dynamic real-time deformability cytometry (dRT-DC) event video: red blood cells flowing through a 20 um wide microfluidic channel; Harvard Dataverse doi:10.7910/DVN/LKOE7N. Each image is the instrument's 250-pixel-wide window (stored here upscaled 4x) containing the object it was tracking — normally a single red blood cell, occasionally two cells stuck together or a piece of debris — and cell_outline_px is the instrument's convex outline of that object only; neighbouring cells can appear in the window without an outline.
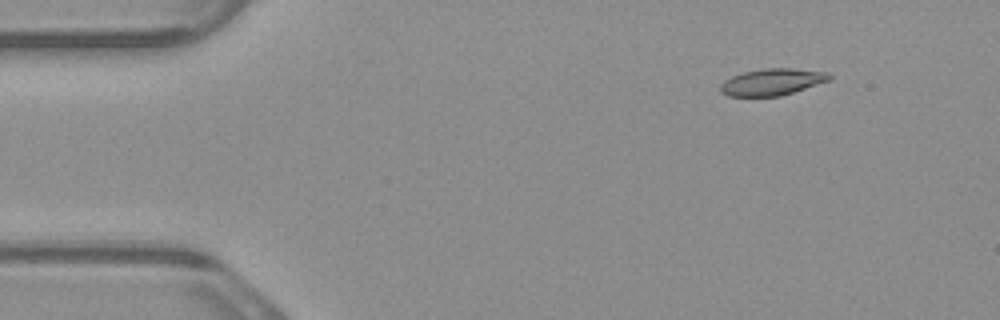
{"species": "common noctule bat (a hibernating species)", "species_latin": "Nyctalus noctula", "temperature_condition": "warm", "stored_images_in_passage": 4, "camera_frame_rate_fps": 3000, "um_per_image_px": 0.085, "animal": {"sex": "male", "body_mass_g": 23.1, "forearm_length_mm": 52.7}, "frame": {"image": 1, "passage_image": 2, "time_ms": 0.333, "image_size_px": [1000, 320], "cell_outline_px": [[832, 80], [780, 96], [728, 96], [720, 92], [720, 84], [724, 80], [732, 76], [744, 72], [764, 68], [792, 68], [828, 72], [832, 76]], "centroid_in_image_um": [65.65, 6.96], "position_along_channel_um": 19.4, "area_um2": 17.05}}
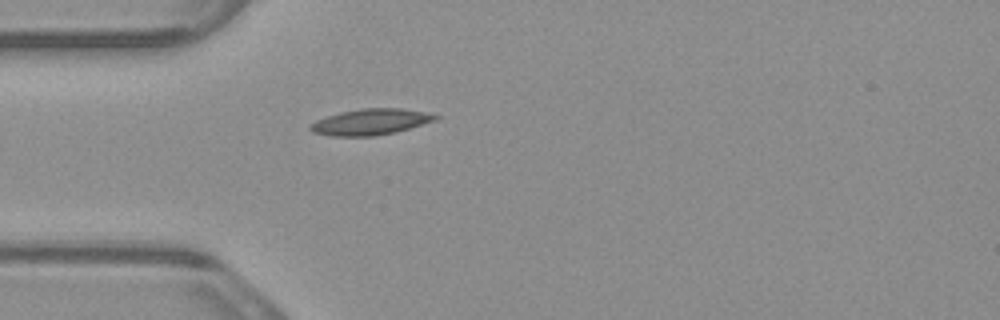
{"frame": {"image": 2, "passage_image": 4, "time_ms": 1.0, "image_size_px": [1000, 320], "cell_outline_px": [[440, 116], [436, 120], [396, 132], [376, 136], [332, 136], [312, 132], [308, 128], [316, 120], [340, 112], [360, 108], [400, 108], [424, 112]], "centroid_in_image_um": [31.49, 10.36], "position_along_channel_um": 53.5, "area_um2": 18.9}}